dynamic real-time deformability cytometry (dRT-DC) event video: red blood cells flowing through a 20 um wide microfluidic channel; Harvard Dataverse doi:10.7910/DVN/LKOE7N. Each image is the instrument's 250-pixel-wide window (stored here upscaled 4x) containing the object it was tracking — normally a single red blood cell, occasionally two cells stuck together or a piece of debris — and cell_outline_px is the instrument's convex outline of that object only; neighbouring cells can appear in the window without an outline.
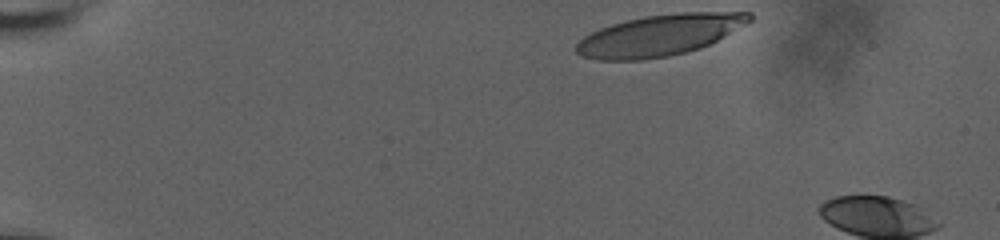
{"species": "human", "species_latin": "Homo sapiens", "temperature_condition": "room temperature", "stored_images_in_passage": 6, "camera_frame_rate_fps": 3000, "um_per_image_px": 0.085, "donor": {"sex": "male"}, "frame": {"image": 1, "passage_image": 1, "time_ms": 0.0, "image_size_px": [1000, 240], "cell_outline_px": [[752, 20], [724, 36], [700, 48], [668, 56], [644, 60], [596, 60], [580, 56], [576, 52], [576, 44], [584, 36], [600, 28], [612, 24], [644, 16], [680, 12], [752, 12]], "centroid_in_image_um": [56.03, 2.99], "position_along_channel_um": 29.0, "area_um2": 41.33}}